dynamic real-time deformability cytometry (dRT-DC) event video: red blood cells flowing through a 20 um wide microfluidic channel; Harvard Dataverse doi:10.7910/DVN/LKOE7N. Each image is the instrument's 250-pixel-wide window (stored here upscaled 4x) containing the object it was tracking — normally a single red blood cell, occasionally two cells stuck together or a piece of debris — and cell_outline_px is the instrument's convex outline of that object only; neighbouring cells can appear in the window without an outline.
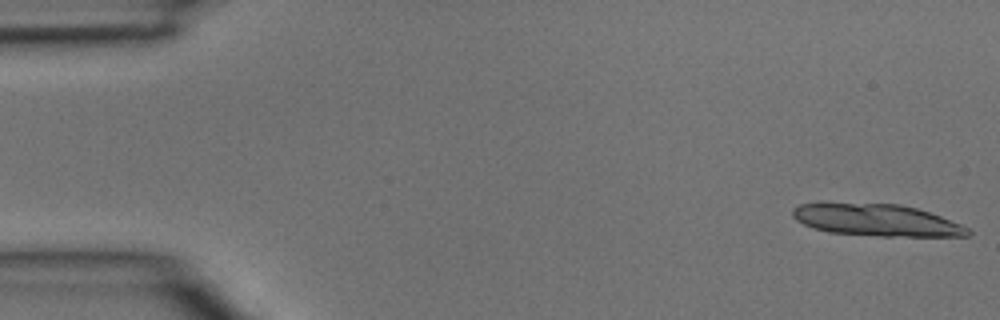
{"species": "common noctule bat (a hibernating species)", "species_latin": "Nyctalus noctula", "temperature_condition": "room temperature", "stored_images_in_passage": 5, "camera_frame_rate_fps": 3000, "um_per_image_px": 0.085, "animal": {"sex": "male", "body_mass_g": 15.6}, "frame": {"image": 1, "passage_image": 1, "time_ms": 0.0, "image_size_px": [1000, 320], "cell_outline_px": [[972, 232], [968, 236], [880, 236], [828, 232], [804, 224], [796, 220], [792, 216], [792, 208], [800, 204], [900, 204], [916, 208], [940, 216], [960, 224], [968, 228]], "centroid_in_image_um": [74.54, 18.72], "position_along_channel_um": 10.5, "area_um2": 32.02}}